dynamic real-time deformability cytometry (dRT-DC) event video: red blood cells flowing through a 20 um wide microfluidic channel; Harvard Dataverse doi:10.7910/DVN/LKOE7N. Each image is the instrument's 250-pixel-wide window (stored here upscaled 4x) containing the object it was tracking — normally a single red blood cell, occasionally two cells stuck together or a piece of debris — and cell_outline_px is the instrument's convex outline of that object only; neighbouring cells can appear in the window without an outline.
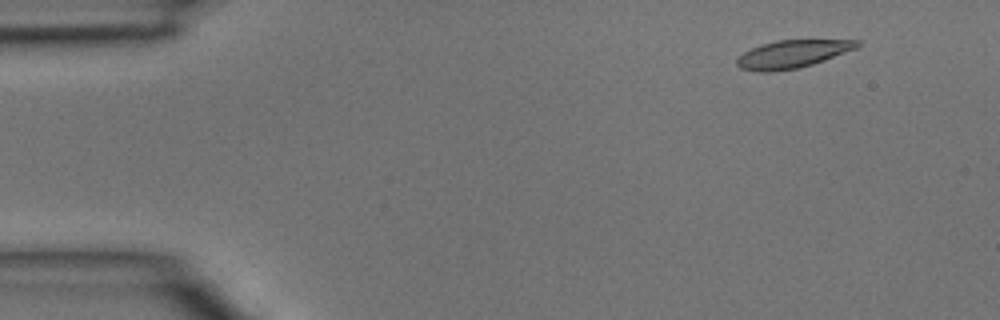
{"species": "common noctule bat (a hibernating species)", "species_latin": "Nyctalus noctula", "temperature_condition": "room temperature", "stored_images_in_passage": 14, "camera_frame_rate_fps": 3000, "um_per_image_px": 0.085, "animal": {"sex": "male", "body_mass_g": 15.6}, "frame": {"image": 1, "passage_image": 2, "time_ms": 0.333, "image_size_px": [1000, 320], "cell_outline_px": [[860, 44], [856, 48], [824, 60], [812, 64], [796, 68], [768, 72], [756, 72], [740, 68], [736, 64], [736, 60], [744, 52], [760, 44], [776, 40], [860, 40]], "centroid_in_image_um": [67.31, 4.59], "position_along_channel_um": 17.7, "area_um2": 19.31}}
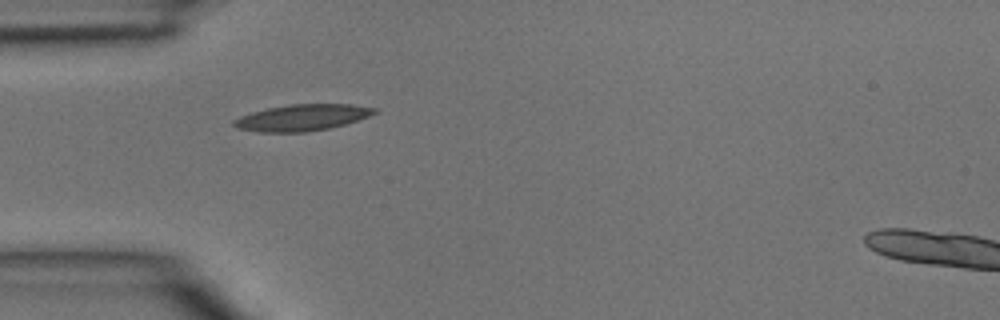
{"frame": {"image": 2, "passage_image": 11, "time_ms": 3.333, "image_size_px": [1000, 320], "cell_outline_px": [[376, 112], [368, 116], [344, 124], [328, 128], [304, 132], [260, 132], [236, 128], [232, 124], [232, 120], [240, 116], [252, 112], [268, 108], [288, 104], [352, 104], [376, 108]], "centroid_in_image_um": [25.63, 9.99], "position_along_channel_um": 59.4, "area_um2": 21.44}}